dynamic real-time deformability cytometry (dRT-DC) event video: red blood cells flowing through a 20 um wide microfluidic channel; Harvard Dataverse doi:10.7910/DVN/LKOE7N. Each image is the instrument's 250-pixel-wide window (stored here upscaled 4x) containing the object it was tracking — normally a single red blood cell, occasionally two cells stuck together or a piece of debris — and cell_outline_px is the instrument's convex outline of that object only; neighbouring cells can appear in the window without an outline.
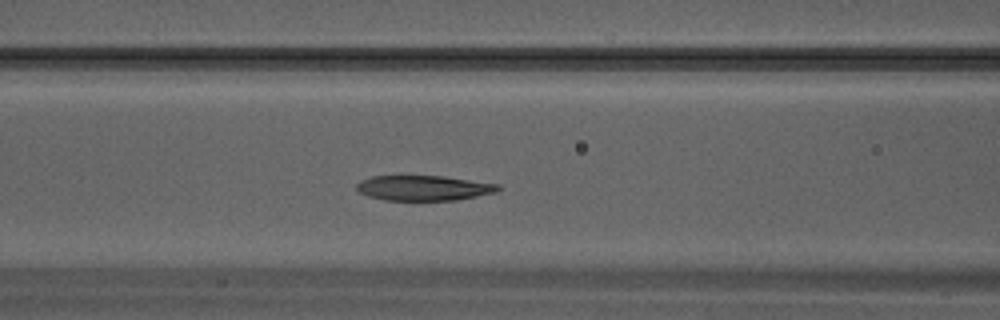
{"species": "Egyptian fruit bat (a non-hibernating species)", "species_latin": "Rousettus aegyptiacus", "temperature_condition": "warm", "stored_images_in_passage": 27, "segment_of_instrument_passage": [1, 2], "camera_frame_rate_fps": 3000, "um_per_image_px": 0.085, "animal": {"sex": "male"}, "frame": {"image": 1, "passage_image": 7, "time_ms": 2.0, "image_size_px": [1000, 320], "cell_outline_px": [[500, 188], [496, 192], [456, 200], [384, 200], [368, 196], [360, 192], [356, 188], [356, 184], [360, 180], [372, 176], [444, 176], [500, 184]], "centroid_in_image_um": [36.01, 15.97], "position_along_channel_um": 130.6, "area_um2": 20.69}}
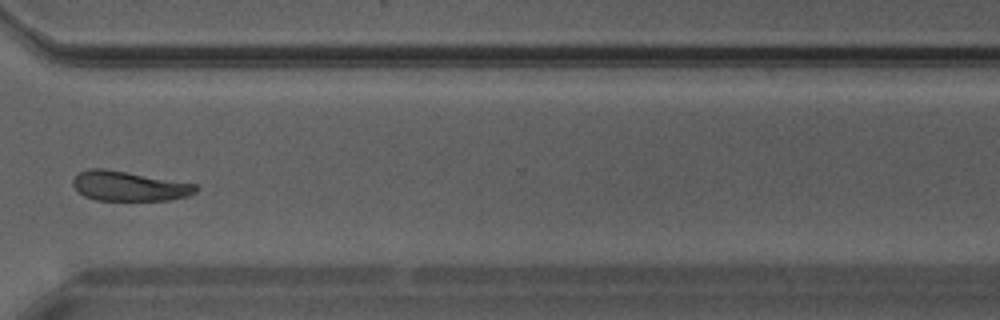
{"frame": {"image": 2, "passage_image": 18, "time_ms": 5.667, "image_size_px": [1000, 320], "cell_outline_px": [[200, 188], [196, 192], [188, 196], [168, 200], [96, 200], [84, 196], [72, 184], [72, 180], [80, 172], [88, 168], [104, 168], [196, 184]], "centroid_in_image_um": [10.98, 15.82], "position_along_channel_um": 359.6, "area_um2": 21.21}}
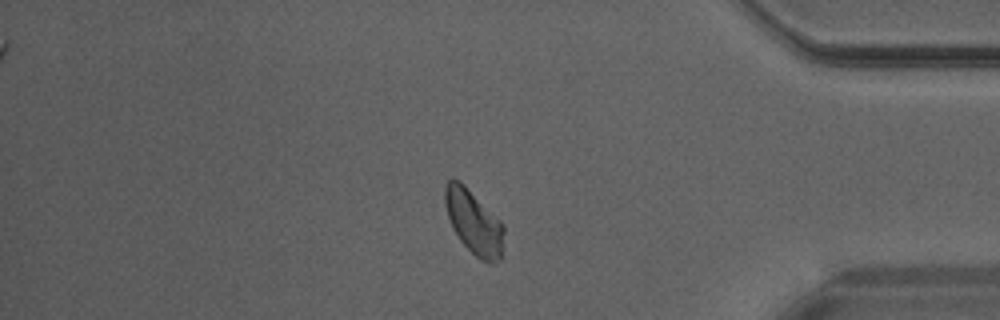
{"frame": {"image": 3, "passage_image": 21, "time_ms": 6.667, "image_size_px": [1000, 320], "cell_outline_px": [[504, 232], [500, 260], [492, 264], [480, 260], [460, 240], [452, 228], [444, 204], [444, 184], [452, 176], [460, 180], [504, 224]], "centroid_in_image_um": [40.25, 18.85], "position_along_channel_um": 395.0, "area_um2": 22.2}}